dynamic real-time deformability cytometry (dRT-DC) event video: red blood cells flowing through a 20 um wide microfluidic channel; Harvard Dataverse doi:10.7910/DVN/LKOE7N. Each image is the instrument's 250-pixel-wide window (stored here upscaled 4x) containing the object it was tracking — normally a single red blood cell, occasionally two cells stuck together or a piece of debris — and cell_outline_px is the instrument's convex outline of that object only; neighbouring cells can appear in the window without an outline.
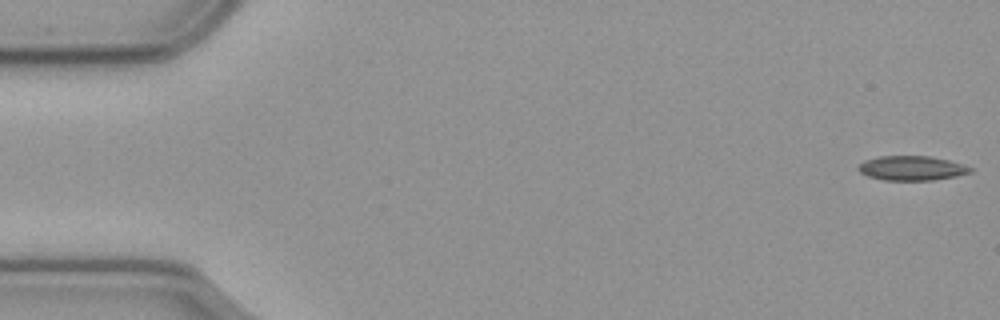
{"species": "common noctule bat (a hibernating species)", "species_latin": "Nyctalus noctula", "temperature_condition": "cold", "stored_images_in_passage": 16, "camera_frame_rate_fps": 3000, "um_per_image_px": 0.085, "animal": {"sex": "male", "body_mass_g": 23.1, "forearm_length_mm": 52.7}, "frame": {"image": 1, "passage_image": 1, "time_ms": 0.0, "image_size_px": [1000, 320], "cell_outline_px": [[972, 172], [956, 176], [932, 180], [884, 180], [868, 176], [860, 172], [856, 168], [864, 160], [880, 156], [928, 156], [948, 160], [964, 164], [972, 168]], "centroid_in_image_um": [77.49, 14.29], "position_along_channel_um": 7.5, "area_um2": 15.95}}
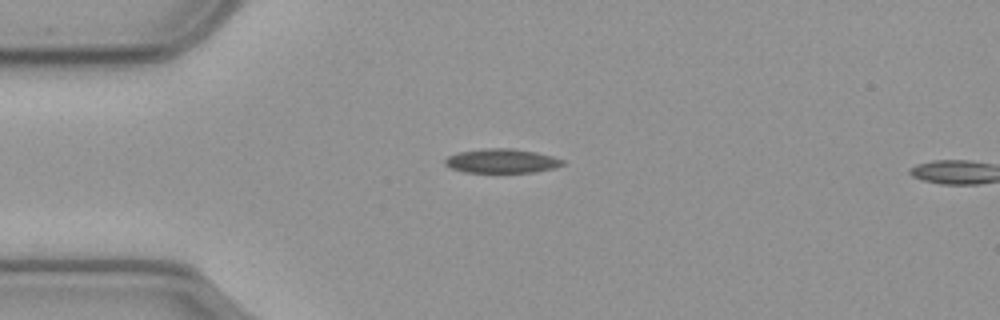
{"frame": {"image": 2, "passage_image": 14, "time_ms": 4.333, "image_size_px": [1000, 320], "cell_outline_px": [[564, 164], [552, 168], [536, 172], [464, 172], [452, 168], [444, 164], [444, 160], [448, 156], [460, 152], [488, 148], [512, 148], [536, 152], [552, 156], [564, 160]], "centroid_in_image_um": [42.65, 13.68], "position_along_channel_um": 42.4, "area_um2": 16.42}}